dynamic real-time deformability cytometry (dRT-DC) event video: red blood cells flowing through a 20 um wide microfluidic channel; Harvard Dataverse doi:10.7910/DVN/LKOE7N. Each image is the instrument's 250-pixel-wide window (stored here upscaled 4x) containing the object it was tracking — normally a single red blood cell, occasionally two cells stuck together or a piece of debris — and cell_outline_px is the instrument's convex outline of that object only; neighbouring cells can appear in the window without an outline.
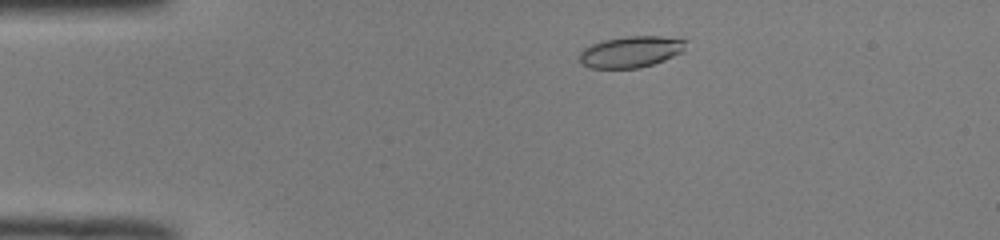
{"species": "common noctule bat (a hibernating species)", "species_latin": "Nyctalus noctula", "temperature_condition": "room temperature", "stored_images_in_passage": 46, "camera_frame_rate_fps": 3000, "um_per_image_px": 0.085, "animal": {"sex": "male", "body_mass_g": 19.0, "forearm_length_mm": 50.8}, "frame": {"image": 1, "passage_image": 5, "time_ms": 1.333, "image_size_px": [1000, 240], "cell_outline_px": [[688, 40], [684, 52], [664, 60], [640, 68], [588, 68], [580, 64], [580, 52], [584, 48], [592, 44], [604, 40], [628, 36], [660, 36]], "centroid_in_image_um": [53.64, 4.41], "position_along_channel_um": 31.4, "area_um2": 19.54}}
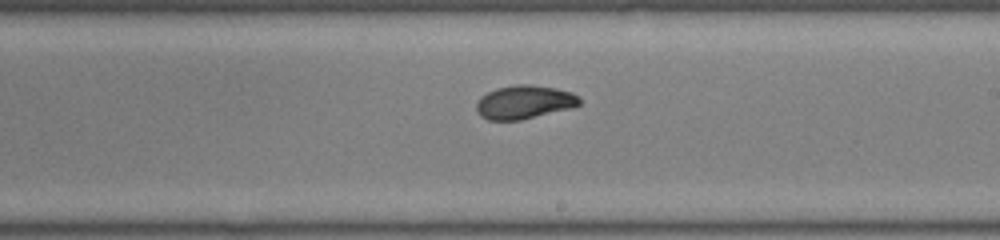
{"frame": {"image": 2, "passage_image": 25, "time_ms": 8.0, "image_size_px": [1000, 240], "cell_outline_px": [[580, 104], [572, 108], [520, 120], [488, 120], [480, 116], [476, 108], [476, 104], [480, 96], [496, 88], [516, 84], [532, 84], [556, 88], [572, 92], [580, 100]], "centroid_in_image_um": [44.55, 8.67], "position_along_channel_um": 244.5, "area_um2": 20.23}}
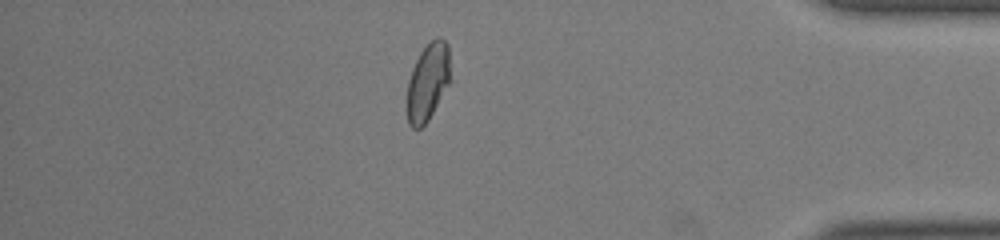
{"frame": {"image": 3, "passage_image": 39, "time_ms": 12.667, "image_size_px": [1000, 240], "cell_outline_px": [[452, 80], [428, 120], [420, 128], [412, 128], [408, 124], [408, 80], [412, 68], [420, 52], [436, 36], [440, 36], [448, 44]], "centroid_in_image_um": [36.41, 6.93], "position_along_channel_um": 398.8, "area_um2": 19.71}, "authors_computed_cell_mechanics": {"area_um2": 19.9988, "velocity_mm_per_s": 4.0097, "shape_relaxation_time_tau1_ms": 2.7797, "shape_relaxation_time_tau2_ms": 1.0255, "deformation_change_tau1": 0.1252, "deformation_change_tau2": 0.0379}}